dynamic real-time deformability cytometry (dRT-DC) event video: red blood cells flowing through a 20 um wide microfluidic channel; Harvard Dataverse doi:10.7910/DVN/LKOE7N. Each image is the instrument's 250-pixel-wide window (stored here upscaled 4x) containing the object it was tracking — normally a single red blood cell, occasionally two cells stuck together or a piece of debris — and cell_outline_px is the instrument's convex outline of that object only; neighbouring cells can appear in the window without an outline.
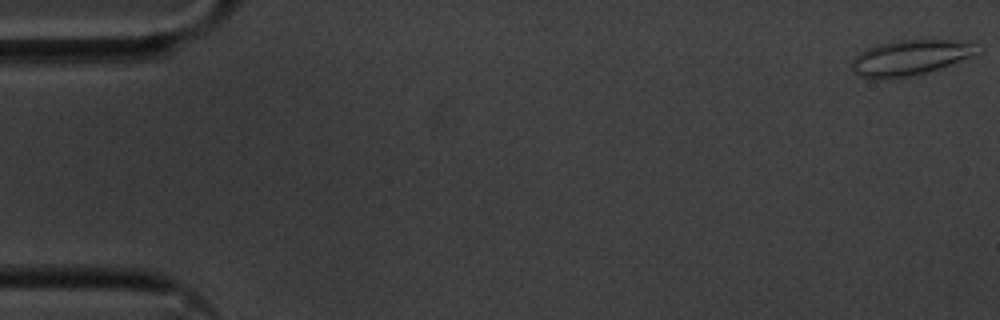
{"species": "common noctule bat (a hibernating species)", "species_latin": "Nyctalus noctula", "temperature_condition": "cold", "stored_images_in_passage": 54, "camera_frame_rate_fps": 3000, "um_per_image_px": 0.085, "animal": {"sex": "male", "body_mass_g": 20.1, "forearm_length_mm": 53.5}, "frame": {"image": 1, "passage_image": 1, "time_ms": 0.0, "image_size_px": [1000, 320], "cell_outline_px": [[984, 48], [976, 56], [928, 72], [912, 76], [876, 80], [860, 76], [852, 68], [852, 60], [860, 52], [868, 48], [892, 40], [968, 40]], "centroid_in_image_um": [77.47, 4.89], "position_along_channel_um": 7.5, "area_um2": 26.41}}
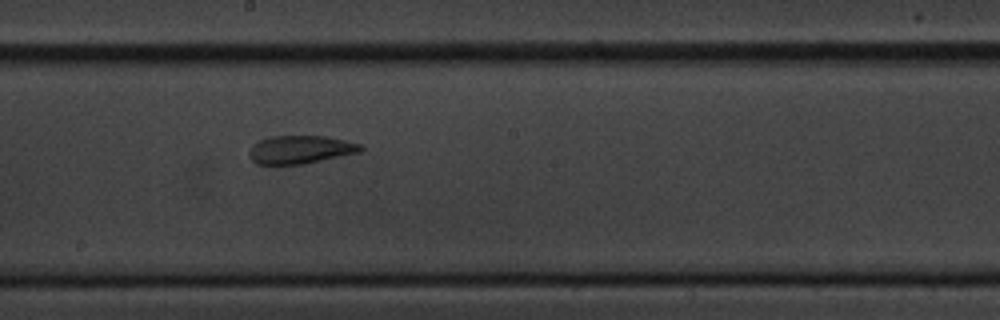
{"frame": {"image": 2, "passage_image": 31, "time_ms": 10.0, "image_size_px": [1000, 320], "cell_outline_px": [[364, 148], [360, 152], [304, 164], [256, 164], [248, 156], [248, 152], [260, 140], [272, 136], [328, 136], [360, 144]], "centroid_in_image_um": [25.55, 12.72], "position_along_channel_um": 222.7, "area_um2": 18.15}}
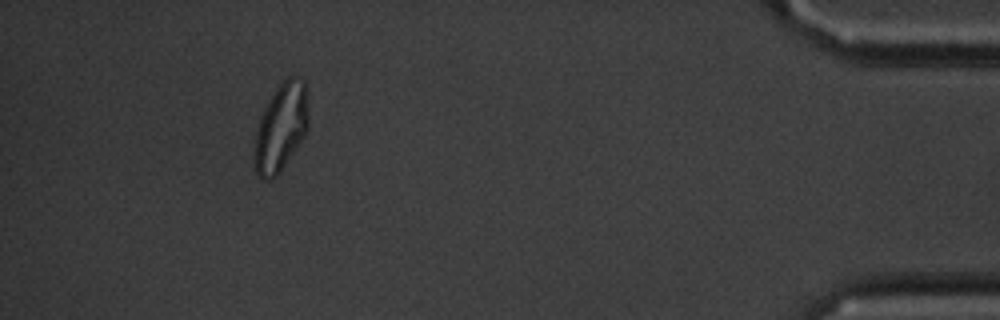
{"frame": {"image": 3, "passage_image": 52, "time_ms": 17.0, "image_size_px": [1000, 320], "cell_outline_px": [[308, 128], [304, 136], [280, 172], [272, 180], [264, 180], [256, 172], [252, 160], [256, 132], [260, 116], [264, 108], [276, 88], [288, 76], [292, 76], [304, 80], [308, 88]], "centroid_in_image_um": [23.88, 10.83], "position_along_channel_um": 411.3, "area_um2": 28.03}, "authors_computed_cell_mechanics": {"area_um2": 20.519, "velocity_mm_per_s": 3.5366, "shape_relaxation_time_tau1_ms": null, "shape_relaxation_time_tau2_ms": 2.6877, "deformation_change_tau1": null, "deformation_change_tau2": 0.0833}}